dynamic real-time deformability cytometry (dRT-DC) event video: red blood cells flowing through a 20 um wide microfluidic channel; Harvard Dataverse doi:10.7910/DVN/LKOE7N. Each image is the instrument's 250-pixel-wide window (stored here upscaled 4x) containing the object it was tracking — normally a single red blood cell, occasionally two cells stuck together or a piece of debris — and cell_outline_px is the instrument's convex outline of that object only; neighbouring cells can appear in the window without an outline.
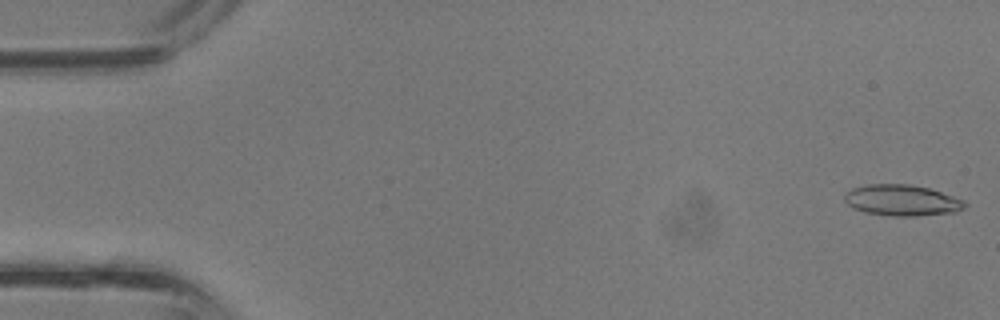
{"species": "common noctule bat (a hibernating species)", "species_latin": "Nyctalus noctula", "temperature_condition": "room temperature", "stored_images_in_passage": 37, "camera_frame_rate_fps": 3000, "um_per_image_px": 0.085, "animal": {"sex": "male", "body_mass_g": 13.3}, "frame": {"image": 1, "passage_image": 1, "time_ms": 0.0, "image_size_px": [1000, 320], "cell_outline_px": [[968, 204], [964, 208], [956, 212], [916, 216], [892, 216], [864, 212], [852, 208], [844, 200], [844, 196], [852, 188], [868, 184], [908, 184], [928, 188], [964, 200]], "centroid_in_image_um": [76.66, 17.03], "position_along_channel_um": 8.3, "area_um2": 21.73}}
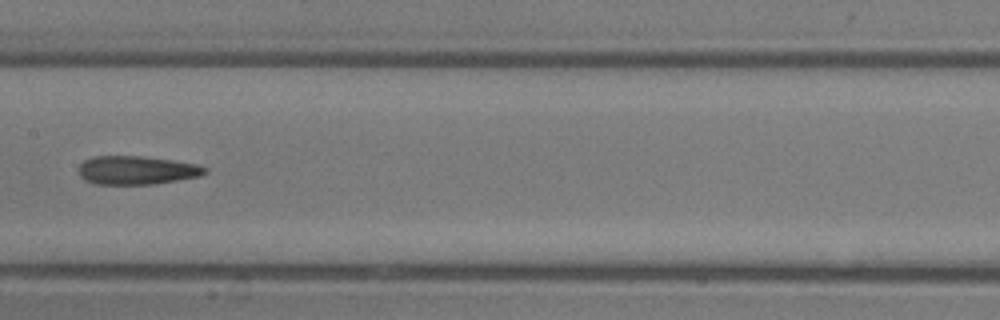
{"frame": {"image": 2, "passage_image": 19, "time_ms": 6.0, "image_size_px": [1000, 320], "cell_outline_px": [[208, 172], [200, 176], [156, 184], [96, 184], [84, 180], [80, 176], [80, 164], [84, 160], [92, 156], [140, 156], [172, 160], [200, 164], [208, 168]], "centroid_in_image_um": [11.66, 14.47], "position_along_channel_um": 195.7, "area_um2": 21.15}}
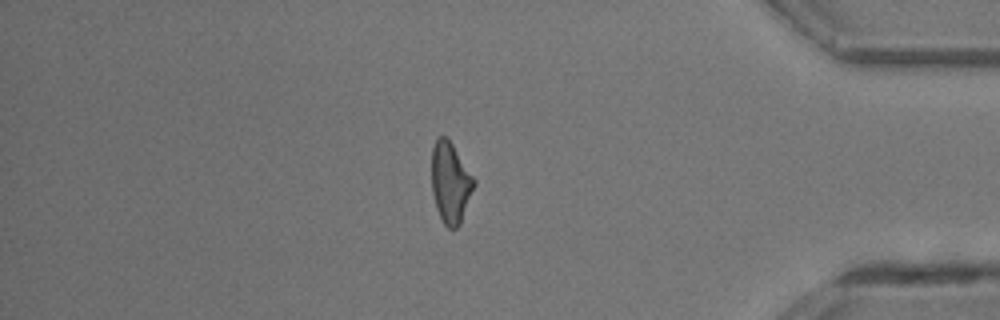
{"frame": {"image": 3, "passage_image": 32, "time_ms": 10.333, "image_size_px": [1000, 320], "cell_outline_px": [[476, 184], [460, 224], [456, 228], [448, 228], [444, 224], [436, 208], [432, 192], [432, 148], [436, 136], [444, 136], [452, 144], [476, 180]], "centroid_in_image_um": [38.29, 15.52], "position_along_channel_um": 396.9, "area_um2": 19.94}}